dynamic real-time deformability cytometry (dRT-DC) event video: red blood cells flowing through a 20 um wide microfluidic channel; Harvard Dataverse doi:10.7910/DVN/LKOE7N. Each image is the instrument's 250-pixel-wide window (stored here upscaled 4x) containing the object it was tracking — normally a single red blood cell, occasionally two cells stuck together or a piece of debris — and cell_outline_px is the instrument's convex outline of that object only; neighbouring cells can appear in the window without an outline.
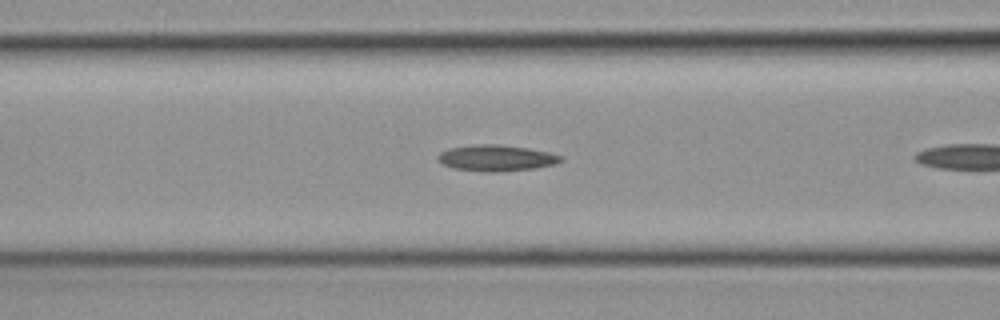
{"species": "common noctule bat (a hibernating species)", "species_latin": "Nyctalus noctula", "temperature_condition": "cold", "stored_images_in_passage": 25, "camera_frame_rate_fps": 3000, "um_per_image_px": 0.085, "animal": {"sex": "female", "body_mass_g": 19.3, "forearm_length_mm": 54.1}, "frame": {"image": 1, "passage_image": 5, "time_ms": 1.333, "image_size_px": [1000, 320], "cell_outline_px": [[564, 160], [556, 164], [536, 168], [504, 172], [480, 172], [452, 168], [444, 164], [436, 156], [440, 152], [452, 148], [484, 144], [496, 144], [528, 148], [548, 152], [564, 156]], "centroid_in_image_um": [42.25, 13.45], "position_along_channel_um": 124.4, "area_um2": 18.79}}
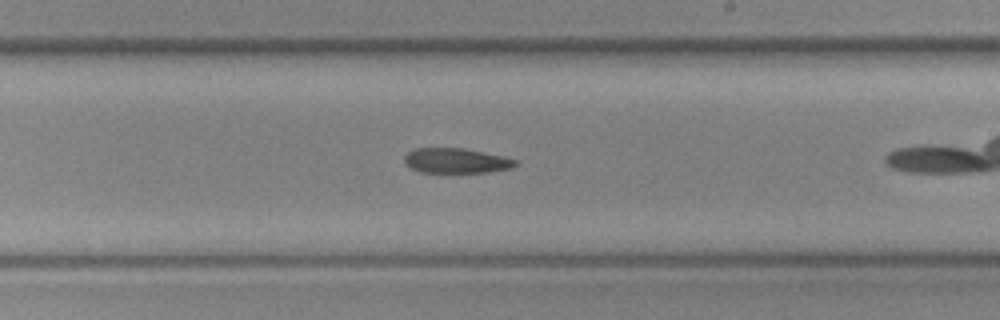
{"frame": {"image": 2, "passage_image": 14, "time_ms": 4.333, "image_size_px": [1000, 320], "cell_outline_px": [[520, 160], [512, 168], [484, 172], [420, 172], [408, 168], [404, 164], [404, 156], [408, 152], [416, 148], [464, 148]], "centroid_in_image_um": [38.73, 13.66], "position_along_channel_um": 250.3, "area_um2": 16.18}}
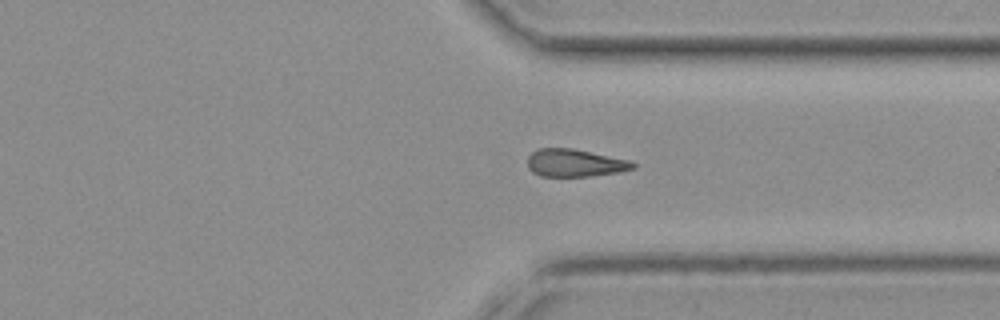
{"frame": {"image": 3, "passage_image": 22, "time_ms": 7.0, "image_size_px": [1000, 320], "cell_outline_px": [[636, 168], [620, 172], [588, 176], [540, 176], [532, 172], [528, 168], [528, 156], [536, 148], [572, 148], [628, 160], [636, 164]], "centroid_in_image_um": [48.84, 13.85], "position_along_channel_um": 362.6, "area_um2": 16.94}}